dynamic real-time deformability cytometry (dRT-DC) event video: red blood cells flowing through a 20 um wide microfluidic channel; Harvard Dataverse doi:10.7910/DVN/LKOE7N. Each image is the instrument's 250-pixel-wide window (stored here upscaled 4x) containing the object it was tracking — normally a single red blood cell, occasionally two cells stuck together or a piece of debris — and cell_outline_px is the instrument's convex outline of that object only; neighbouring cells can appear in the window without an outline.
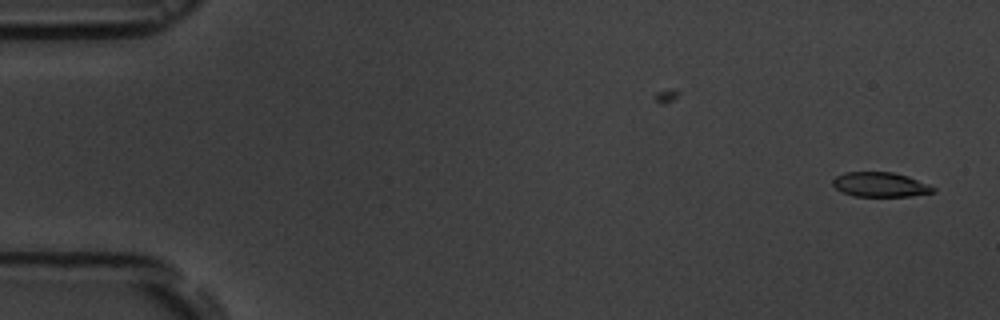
{"species": "common noctule bat (a hibernating species)", "species_latin": "Nyctalus noctula", "temperature_condition": "room temperature", "stored_images_in_passage": 3, "camera_frame_rate_fps": 3000, "um_per_image_px": 0.085, "animal": {"sex": "male", "body_mass_g": 19.5, "forearm_length_mm": 54.6}, "frame": {"image": 1, "passage_image": 3, "time_ms": 2.0, "image_size_px": [1000, 320], "cell_outline_px": [[936, 192], [908, 196], [852, 196], [836, 188], [832, 184], [832, 180], [836, 176], [848, 172], [892, 172], [908, 176], [928, 184], [936, 188]], "centroid_in_image_um": [74.84, 15.69], "position_along_channel_um": 10.2, "area_um2": 14.33}}